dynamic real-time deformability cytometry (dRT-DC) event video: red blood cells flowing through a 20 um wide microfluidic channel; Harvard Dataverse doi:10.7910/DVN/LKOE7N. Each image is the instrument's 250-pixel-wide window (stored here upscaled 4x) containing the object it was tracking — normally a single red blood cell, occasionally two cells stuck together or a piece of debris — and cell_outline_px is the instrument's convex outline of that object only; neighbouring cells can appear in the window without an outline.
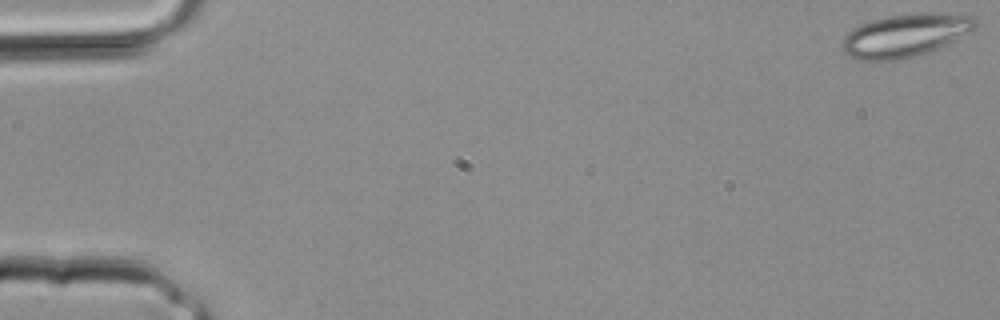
{"species": "common noctule bat (a hibernating species)", "species_latin": "Nyctalus noctula", "temperature_condition": "room temperature", "stored_images_in_passage": 3, "camera_frame_rate_fps": 3000, "um_per_image_px": 0.085, "animal": {"sex": "male", "body_mass_g": 20.4}, "frame": {"image": 1, "passage_image": 1, "time_ms": 0.0, "image_size_px": [1000, 320], "cell_outline_px": [[980, 24], [976, 28], [928, 52], [916, 56], [896, 60], [860, 60], [848, 56], [844, 52], [840, 44], [844, 36], [852, 28], [860, 24], [872, 20], [888, 16], [916, 12], [972, 16]], "centroid_in_image_um": [76.88, 3.0], "position_along_channel_um": 8.1, "area_um2": 33.12}}